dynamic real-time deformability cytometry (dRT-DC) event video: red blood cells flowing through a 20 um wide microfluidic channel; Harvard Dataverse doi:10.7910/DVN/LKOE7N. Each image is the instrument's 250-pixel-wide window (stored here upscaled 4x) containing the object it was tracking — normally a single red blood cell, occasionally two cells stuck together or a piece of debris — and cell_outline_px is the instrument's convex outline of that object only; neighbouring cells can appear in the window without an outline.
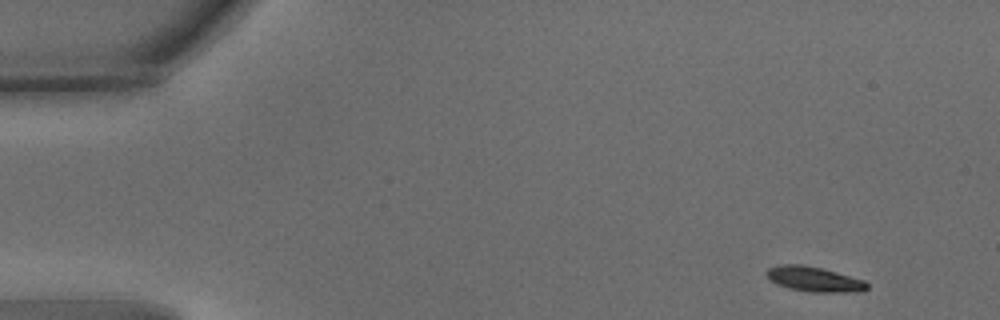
{"species": "common noctule bat (a hibernating species)", "species_latin": "Nyctalus noctula", "temperature_condition": "warm", "stored_images_in_passage": 49, "camera_frame_rate_fps": 3000, "um_per_image_px": 0.085, "animal": {"sex": "male", "body_mass_g": 15.6}, "frame": {"image": 1, "passage_image": 1, "time_ms": 0.0, "image_size_px": [1000, 320], "cell_outline_px": [[868, 288], [856, 292], [812, 292], [788, 288], [776, 284], [764, 272], [768, 268], [780, 264], [800, 264], [820, 268], [836, 272], [864, 280], [868, 284]], "centroid_in_image_um": [69.18, 23.73], "position_along_channel_um": 15.8, "area_um2": 14.51}}
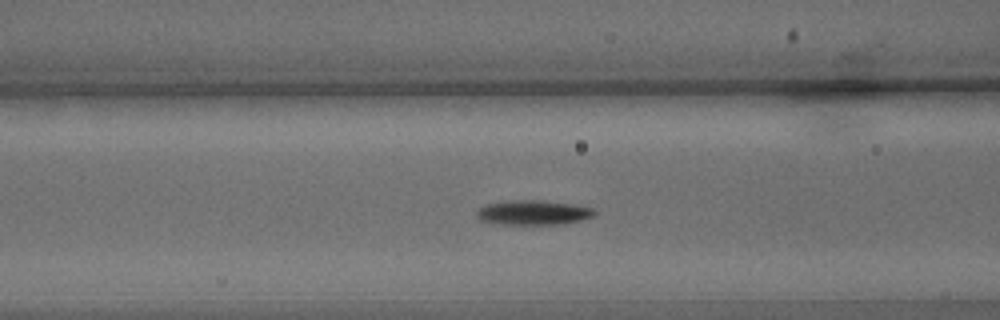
{"frame": {"image": 2, "passage_image": 19, "time_ms": 6.0, "image_size_px": [1000, 320], "cell_outline_px": [[596, 212], [592, 216], [580, 220], [560, 224], [500, 224], [480, 220], [476, 216], [476, 212], [484, 204], [504, 200], [540, 200], [576, 204], [596, 208]], "centroid_in_image_um": [45.32, 18.05], "position_along_channel_um": 121.3, "area_um2": 17.11}}
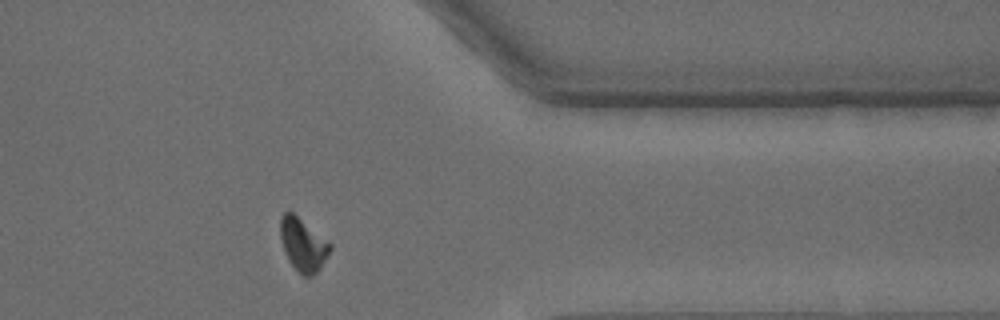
{"frame": {"image": 3, "passage_image": 42, "time_ms": 13.667, "image_size_px": [1000, 320], "cell_outline_px": [[332, 248], [328, 256], [320, 268], [312, 276], [304, 276], [288, 260], [284, 252], [280, 236], [280, 216], [288, 208], [332, 244]], "centroid_in_image_um": [25.74, 20.75], "position_along_channel_um": 385.7, "area_um2": 15.43}}